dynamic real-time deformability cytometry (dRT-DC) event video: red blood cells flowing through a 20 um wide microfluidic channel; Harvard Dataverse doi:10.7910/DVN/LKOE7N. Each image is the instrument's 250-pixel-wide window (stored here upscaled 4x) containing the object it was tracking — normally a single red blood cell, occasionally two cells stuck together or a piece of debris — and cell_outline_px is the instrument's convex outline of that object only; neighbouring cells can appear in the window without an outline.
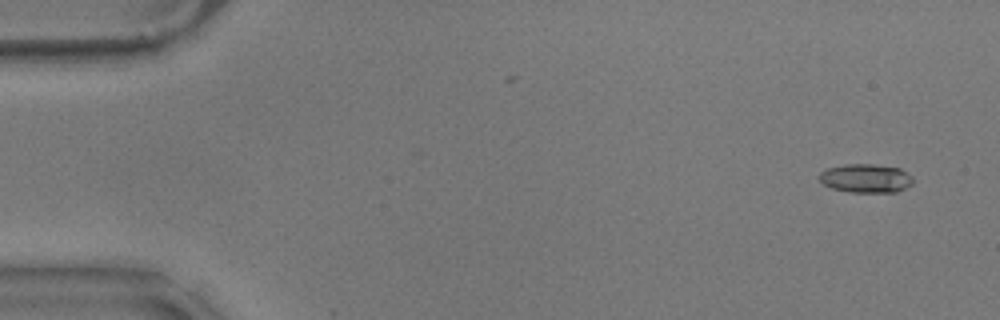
{"species": "common noctule bat (a hibernating species)", "species_latin": "Nyctalus noctula", "temperature_condition": "warm", "stored_images_in_passage": 55, "camera_frame_rate_fps": 3000, "um_per_image_px": 0.085, "animal": {"sex": "male", "body_mass_g": 17.9}, "frame": {"image": 1, "passage_image": 1, "time_ms": 0.0, "image_size_px": [1000, 320], "cell_outline_px": [[912, 184], [896, 192], [848, 192], [832, 188], [824, 184], [820, 180], [820, 172], [828, 168], [848, 164], [872, 164], [900, 168], [912, 176]], "centroid_in_image_um": [73.61, 15.16], "position_along_channel_um": 11.4, "area_um2": 15.55}}
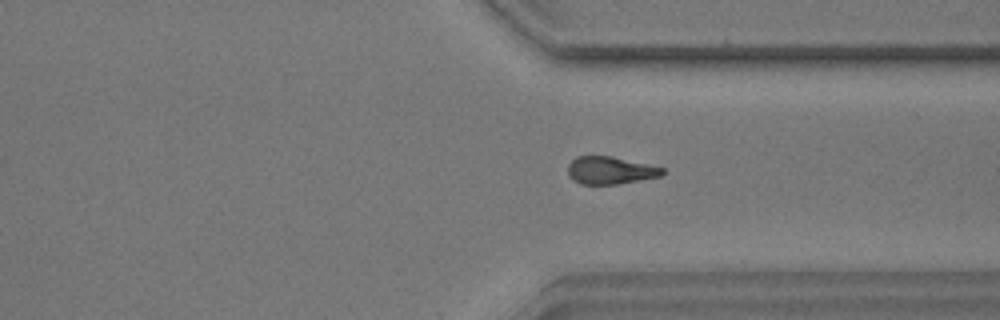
{"frame": {"image": 2, "passage_image": 41, "time_ms": 13.333, "image_size_px": [1000, 320], "cell_outline_px": [[664, 172], [660, 176], [616, 184], [580, 184], [572, 180], [568, 172], [568, 164], [576, 156], [612, 156], [664, 168]], "centroid_in_image_um": [51.83, 14.48], "position_along_channel_um": 359.6, "area_um2": 15.03}}
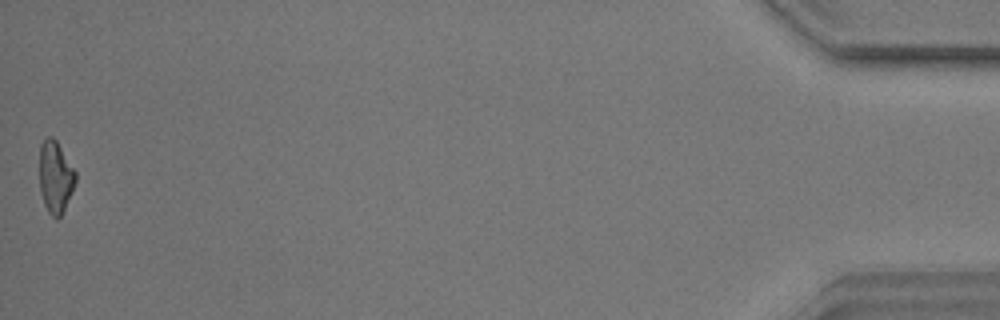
{"frame": {"image": 3, "passage_image": 55, "time_ms": 18.0, "image_size_px": [1000, 320], "cell_outline_px": [[76, 180], [72, 192], [60, 216], [56, 220], [48, 212], [44, 204], [40, 188], [40, 144], [48, 136], [52, 136], [56, 140], [76, 172]], "centroid_in_image_um": [4.71, 15.04], "position_along_channel_um": 430.5, "area_um2": 14.97}, "authors_computed_cell_mechanics": {"area_um2": 15.8372, "velocity_mm_per_s": 3.5458, "shape_relaxation_time_tau1_ms": 4.7785, "shape_relaxation_time_tau2_ms": 6.0086, "deformation_change_tau1": 0.1307, "deformation_change_tau2": 0.1719}}